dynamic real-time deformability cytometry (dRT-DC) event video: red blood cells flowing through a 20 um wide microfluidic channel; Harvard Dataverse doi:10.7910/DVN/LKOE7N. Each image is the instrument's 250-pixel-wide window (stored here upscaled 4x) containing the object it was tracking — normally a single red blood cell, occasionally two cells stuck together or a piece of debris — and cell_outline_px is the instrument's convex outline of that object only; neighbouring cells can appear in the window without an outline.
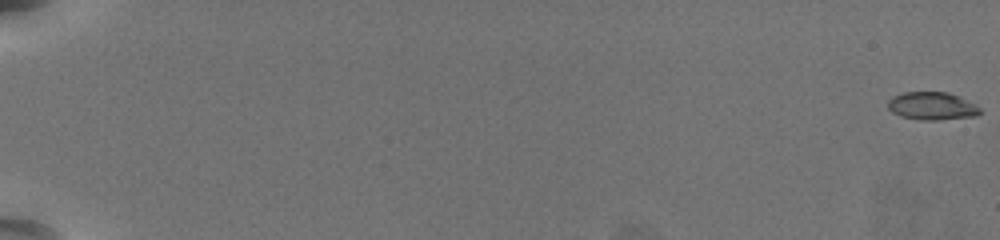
{"species": "common noctule bat (a hibernating species)", "species_latin": "Nyctalus noctula", "temperature_condition": "warm", "stored_images_in_passage": 60, "camera_frame_rate_fps": 3000, "um_per_image_px": 0.085, "animal": {"sex": "female", "body_mass_g": 19.5, "forearm_length_mm": 54.1}, "frame": {"image": 1, "passage_image": 1, "time_ms": 0.0, "image_size_px": [1000, 240], "cell_outline_px": [[980, 112], [976, 116], [936, 120], [920, 120], [900, 116], [892, 112], [888, 108], [888, 100], [892, 96], [904, 92], [948, 92], [960, 96], [976, 104], [980, 108]], "centroid_in_image_um": [79.22, 9.0], "position_along_channel_um": 5.8, "area_um2": 15.09}}
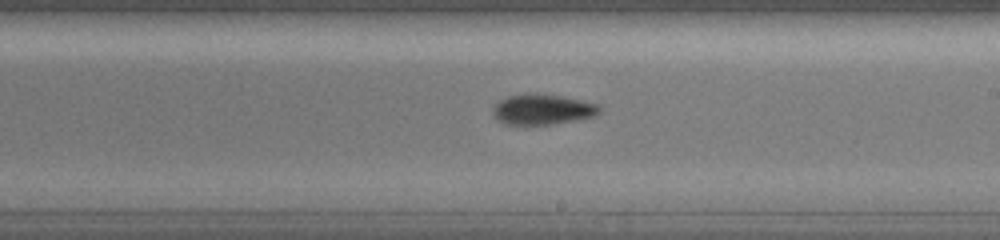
{"frame": {"image": 2, "passage_image": 39, "time_ms": 12.667, "image_size_px": [1000, 240], "cell_outline_px": [[600, 112], [596, 116], [580, 120], [552, 124], [504, 124], [496, 120], [492, 112], [492, 108], [500, 100], [508, 96], [560, 96], [600, 104]], "centroid_in_image_um": [46.15, 9.35], "position_along_channel_um": 242.8, "area_um2": 18.38}}
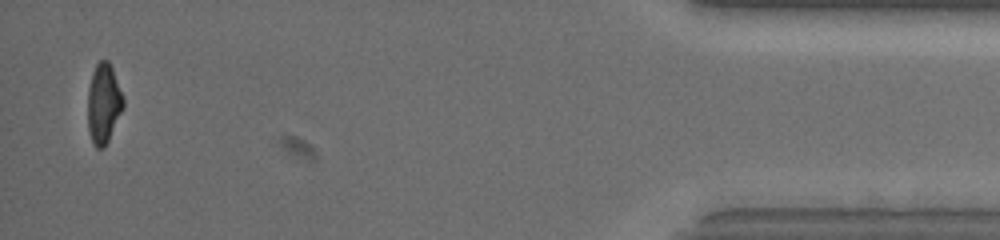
{"frame": {"image": 3, "passage_image": 59, "time_ms": 19.333, "image_size_px": [1000, 240], "cell_outline_px": [[124, 108], [104, 148], [96, 148], [92, 140], [88, 128], [88, 88], [92, 72], [96, 64], [100, 60], [108, 60], [112, 68], [124, 96]], "centroid_in_image_um": [8.82, 8.78], "position_along_channel_um": 426.4, "area_um2": 16.59}, "authors_computed_cell_mechanics": {"area_um2": 17.2244, "velocity_mm_per_s": 3.7837, "shape_relaxation_time_tau1_ms": 4.7866, "shape_relaxation_time_tau2_ms": 2.4113, "deformation_change_tau1": 0.1719, "deformation_change_tau2": 0.0788}}